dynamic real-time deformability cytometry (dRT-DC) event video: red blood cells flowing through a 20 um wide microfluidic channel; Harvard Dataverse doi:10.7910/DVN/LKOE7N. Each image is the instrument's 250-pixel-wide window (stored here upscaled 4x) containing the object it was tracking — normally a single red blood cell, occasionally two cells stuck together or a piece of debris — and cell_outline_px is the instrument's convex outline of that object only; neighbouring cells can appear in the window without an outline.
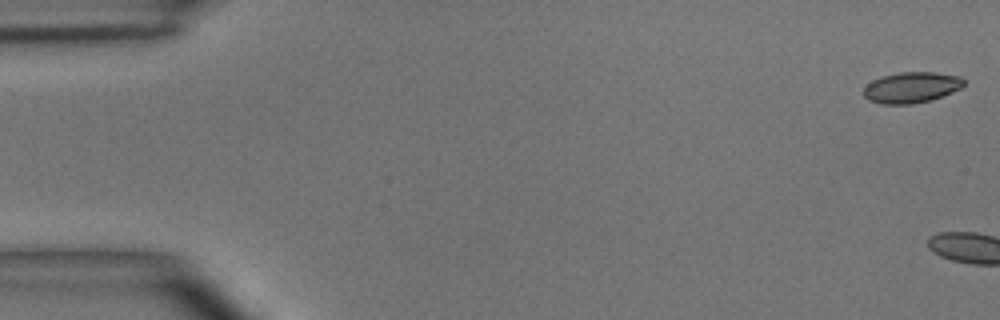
{"species": "common noctule bat (a hibernating species)", "species_latin": "Nyctalus noctula", "temperature_condition": "room temperature", "stored_images_in_passage": 5, "camera_frame_rate_fps": 3000, "um_per_image_px": 0.085, "animal": {"sex": "male", "body_mass_g": 15.6}, "frame": {"image": 1, "passage_image": 1, "time_ms": 0.0, "image_size_px": [1000, 320], "cell_outline_px": [[964, 84], [960, 88], [952, 92], [932, 100], [912, 104], [880, 104], [868, 100], [864, 96], [864, 88], [872, 80], [880, 76], [900, 72], [936, 72], [960, 76], [964, 80]], "centroid_in_image_um": [77.46, 7.43], "position_along_channel_um": 7.5, "area_um2": 18.15}}
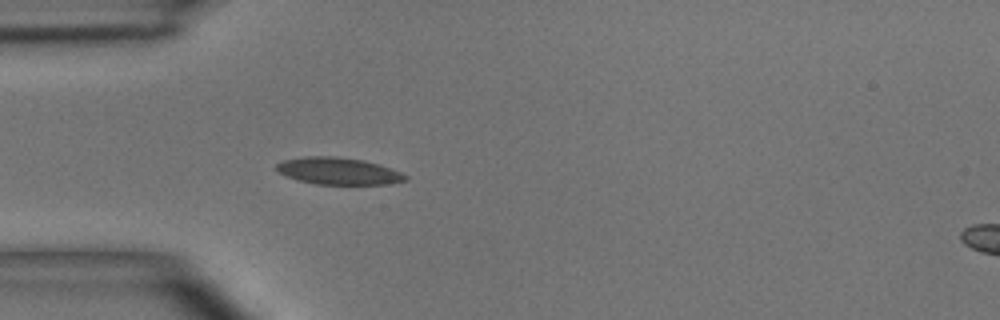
{"frame": {"image": 2, "passage_image": 5, "time_ms": 5.667, "image_size_px": [1000, 320], "cell_outline_px": [[408, 180], [392, 184], [316, 184], [296, 180], [280, 172], [276, 168], [276, 164], [284, 160], [304, 156], [336, 156], [364, 160], [400, 172], [408, 176]], "centroid_in_image_um": [28.77, 14.54], "position_along_channel_um": 56.2, "area_um2": 20.17}}